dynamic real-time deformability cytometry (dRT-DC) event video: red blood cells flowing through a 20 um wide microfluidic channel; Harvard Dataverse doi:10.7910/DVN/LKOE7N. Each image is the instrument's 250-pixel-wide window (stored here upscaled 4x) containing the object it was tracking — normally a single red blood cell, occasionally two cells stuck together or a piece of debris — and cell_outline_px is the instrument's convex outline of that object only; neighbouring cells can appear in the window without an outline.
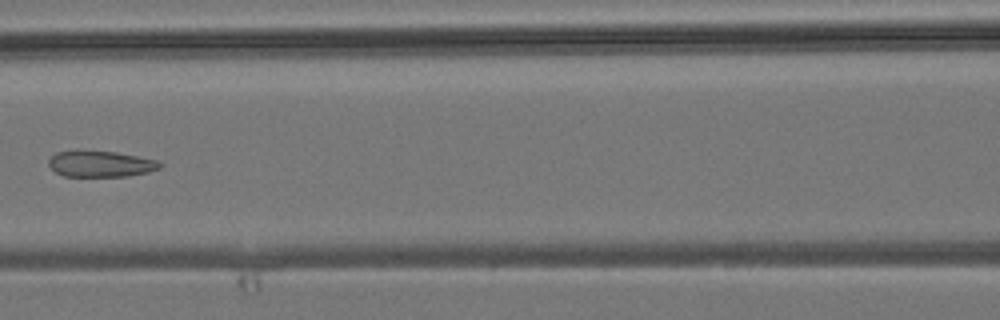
{"species": "common noctule bat (a hibernating species)", "species_latin": "Nyctalus noctula", "temperature_condition": "room temperature", "stored_images_in_passage": 4, "camera_frame_rate_fps": 3000, "um_per_image_px": 0.085, "animal": {"sex": "male", "body_mass_g": 19.2, "forearm_length_mm": 51.8}, "frame": {"image": 1, "passage_image": 4, "time_ms": 3.333, "image_size_px": [1000, 320], "cell_outline_px": [[164, 164], [160, 168], [148, 172], [128, 176], [64, 176], [56, 172], [48, 164], [48, 160], [56, 152], [116, 152], [156, 160]], "centroid_in_image_um": [8.59, 13.95], "position_along_channel_um": 158.0, "area_um2": 16.47}}